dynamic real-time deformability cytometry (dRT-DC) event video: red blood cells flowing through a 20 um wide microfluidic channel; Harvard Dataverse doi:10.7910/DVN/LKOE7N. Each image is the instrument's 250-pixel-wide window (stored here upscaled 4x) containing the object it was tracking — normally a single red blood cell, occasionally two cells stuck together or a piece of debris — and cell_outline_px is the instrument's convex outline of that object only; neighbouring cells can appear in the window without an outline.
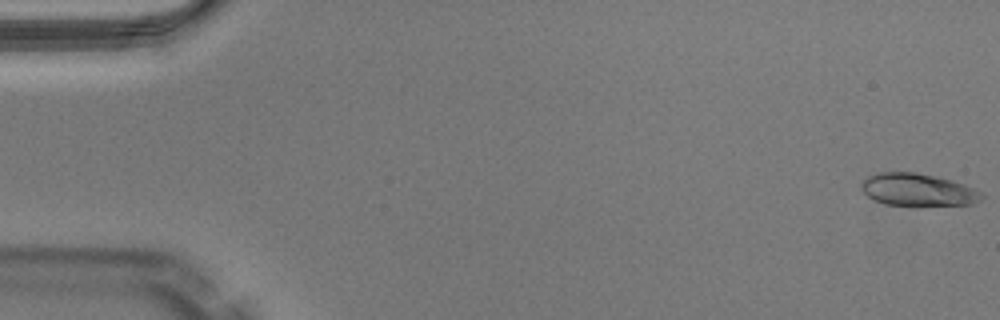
{"species": "Egyptian fruit bat (a non-hibernating species)", "species_latin": "Rousettus aegyptiacus", "temperature_condition": "warm", "stored_images_in_passage": 50, "camera_frame_rate_fps": 3000, "um_per_image_px": 0.085, "animal": {"sex": "male"}, "frame": {"image": 1, "passage_image": 1, "time_ms": 0.0, "image_size_px": [1000, 320], "cell_outline_px": [[984, 196], [980, 200], [972, 204], [884, 204], [872, 200], [860, 188], [860, 184], [868, 176], [880, 172], [916, 172], [936, 176], [952, 180], [964, 184], [980, 192]], "centroid_in_image_um": [77.97, 16.1], "position_along_channel_um": 7.0, "area_um2": 22.37}}
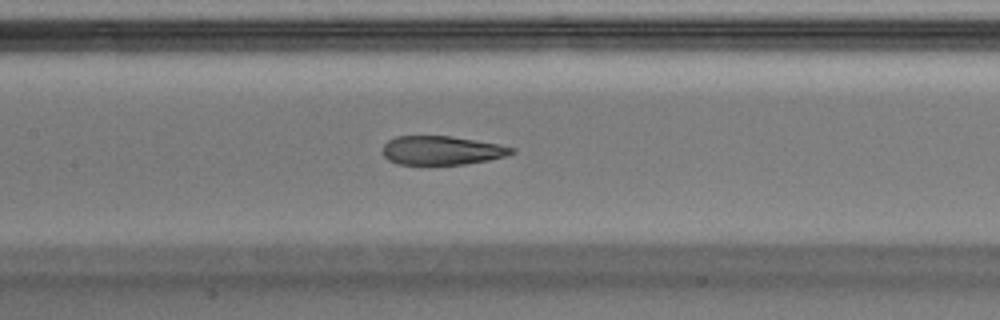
{"frame": {"image": 2, "passage_image": 24, "time_ms": 7.667, "image_size_px": [1000, 320], "cell_outline_px": [[516, 152], [504, 156], [488, 160], [464, 164], [396, 164], [388, 160], [384, 156], [384, 144], [388, 140], [396, 136], [452, 136], [496, 144], [516, 148]], "centroid_in_image_um": [37.53, 12.78], "position_along_channel_um": 169.9, "area_um2": 21.5}}
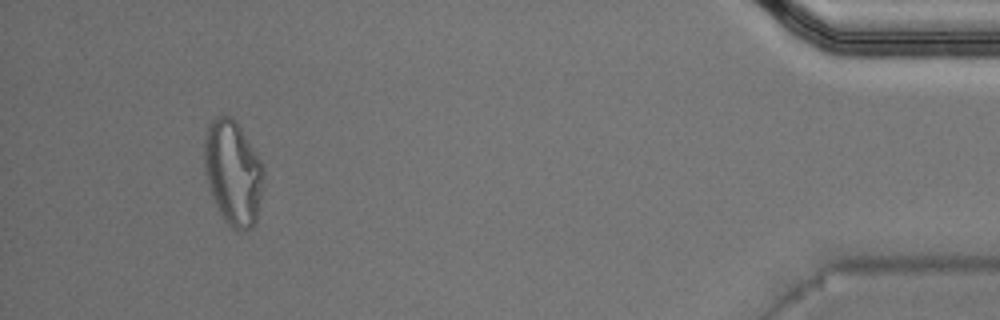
{"frame": {"image": 3, "passage_image": 47, "time_ms": 15.333, "image_size_px": [1000, 320], "cell_outline_px": [[264, 176], [256, 224], [252, 228], [240, 232], [232, 228], [224, 220], [212, 196], [204, 172], [204, 140], [208, 124], [216, 116], [232, 116], [236, 120], [264, 164]], "centroid_in_image_um": [19.82, 14.67], "position_along_channel_um": 415.4, "area_um2": 36.65}, "authors_computed_cell_mechanics": {"area_um2": 23.3801, "velocity_mm_per_s": 4.0595, "shape_relaxation_time_tau1_ms": null, "shape_relaxation_time_tau2_ms": 1.6098, "deformation_change_tau1": null, "deformation_change_tau2": 0.0835}}